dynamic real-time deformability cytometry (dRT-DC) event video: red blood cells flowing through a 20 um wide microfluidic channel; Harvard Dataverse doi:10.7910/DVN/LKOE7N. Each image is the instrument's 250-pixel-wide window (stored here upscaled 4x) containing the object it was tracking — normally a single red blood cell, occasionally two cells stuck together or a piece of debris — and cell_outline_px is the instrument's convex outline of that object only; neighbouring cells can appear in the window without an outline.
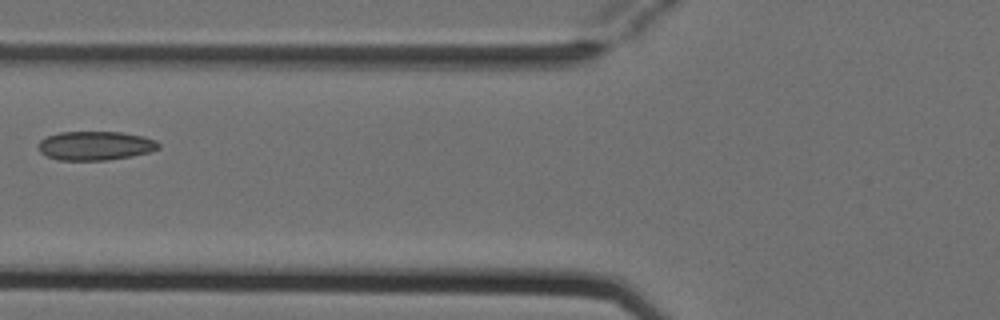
{"species": "Egyptian fruit bat (a non-hibernating species)", "species_latin": "Rousettus aegyptiacus", "temperature_condition": "cold", "stored_images_in_passage": 5, "camera_frame_rate_fps": 3000, "um_per_image_px": 0.085, "animal": {"sex": "female"}, "frame": {"image": 1, "passage_image": 5, "time_ms": 1.333, "image_size_px": [1000, 320], "cell_outline_px": [[160, 148], [148, 152], [132, 156], [108, 160], [56, 160], [40, 152], [36, 144], [40, 140], [48, 136], [60, 132], [120, 132], [144, 136], [156, 140], [160, 144]], "centroid_in_image_um": [8.1, 12.38], "position_along_channel_um": 117.7, "area_um2": 20.4}}